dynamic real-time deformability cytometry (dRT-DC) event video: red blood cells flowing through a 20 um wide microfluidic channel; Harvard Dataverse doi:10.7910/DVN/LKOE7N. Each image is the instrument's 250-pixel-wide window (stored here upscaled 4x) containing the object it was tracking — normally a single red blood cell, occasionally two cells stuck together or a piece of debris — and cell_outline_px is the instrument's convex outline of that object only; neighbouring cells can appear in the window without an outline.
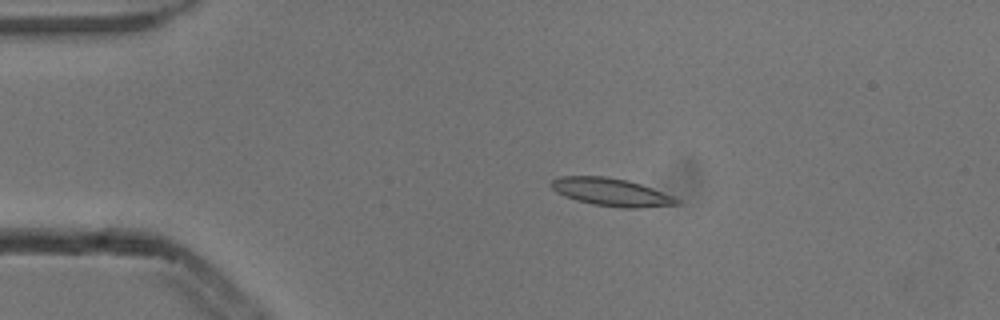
{"species": "common noctule bat (a hibernating species)", "species_latin": "Nyctalus noctula", "temperature_condition": "cold", "stored_images_in_passage": 5, "camera_frame_rate_fps": 3000, "um_per_image_px": 0.085, "animal": {"sex": "male", "body_mass_g": 13.3}, "frame": {"image": 1, "passage_image": 2, "time_ms": 0.333, "image_size_px": [1000, 320], "cell_outline_px": [[680, 204], [640, 208], [620, 208], [592, 204], [576, 200], [564, 196], [556, 192], [548, 184], [552, 180], [560, 176], [604, 176], [628, 180], [652, 188], [672, 196], [680, 200]], "centroid_in_image_um": [51.92, 16.33], "position_along_channel_um": 33.1, "area_um2": 20.4}}
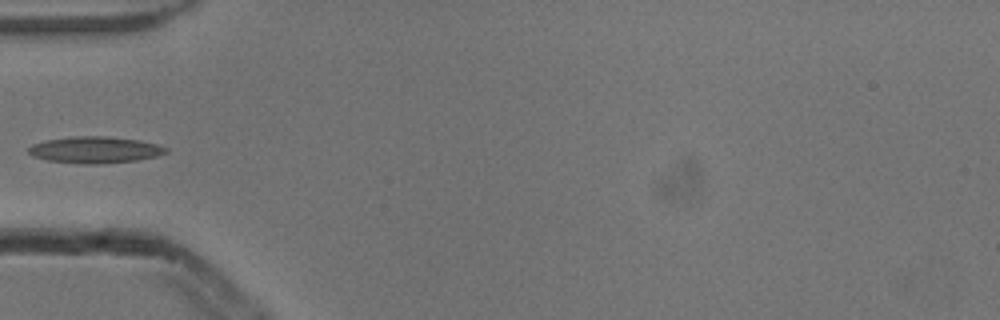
{"frame": {"image": 2, "passage_image": 4, "time_ms": 1.0, "image_size_px": [1000, 320], "cell_outline_px": [[168, 152], [156, 156], [136, 160], [100, 164], [84, 164], [48, 160], [32, 156], [28, 152], [28, 148], [32, 144], [44, 140], [76, 136], [104, 136], [136, 140], [156, 144], [168, 148]], "centroid_in_image_um": [8.04, 12.74], "position_along_channel_um": 77.0, "area_um2": 21.1}}
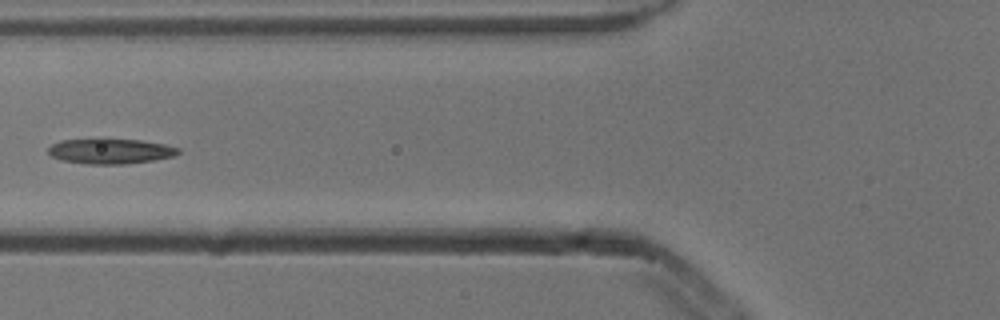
{"frame": {"image": 3, "passage_image": 5, "time_ms": 1.333, "image_size_px": [1000, 320], "cell_outline_px": [[180, 152], [172, 156], [156, 160], [124, 164], [84, 164], [64, 160], [52, 156], [48, 152], [48, 148], [52, 144], [60, 140], [100, 136], [104, 136], [140, 140], [164, 144], [180, 148]], "centroid_in_image_um": [9.35, 12.8], "position_along_channel_um": 116.4, "area_um2": 19.94}}